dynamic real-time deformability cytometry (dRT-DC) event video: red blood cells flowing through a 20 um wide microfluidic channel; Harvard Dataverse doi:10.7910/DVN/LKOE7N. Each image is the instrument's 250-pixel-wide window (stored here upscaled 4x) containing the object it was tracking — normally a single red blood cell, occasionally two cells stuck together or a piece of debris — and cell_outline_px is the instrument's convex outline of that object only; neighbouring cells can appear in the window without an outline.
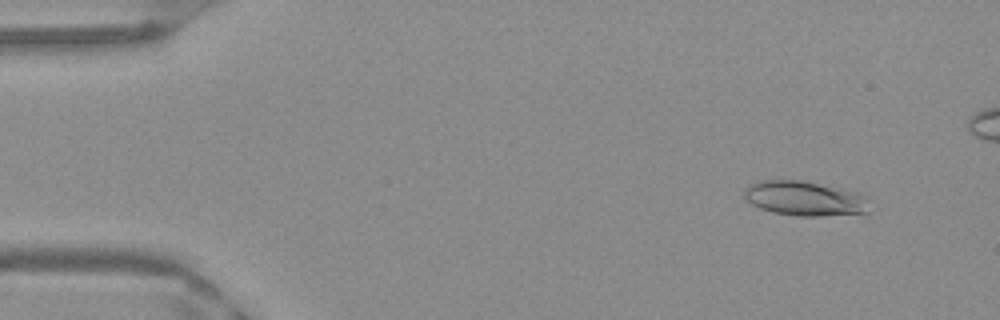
{"species": "Egyptian fruit bat (a non-hibernating species)", "species_latin": "Rousettus aegyptiacus", "temperature_condition": "warm", "stored_images_in_passage": 47, "camera_frame_rate_fps": 3000, "um_per_image_px": 0.085, "frame": {"image": 1, "passage_image": 5, "time_ms": 1.333, "image_size_px": [1000, 320], "cell_outline_px": [[872, 200], [868, 212], [820, 216], [800, 216], [772, 212], [760, 208], [752, 204], [744, 196], [744, 188], [748, 184], [760, 180], [800, 180], [860, 192], [868, 196]], "centroid_in_image_um": [68.45, 16.86], "position_along_channel_um": 16.6, "area_um2": 25.61}}
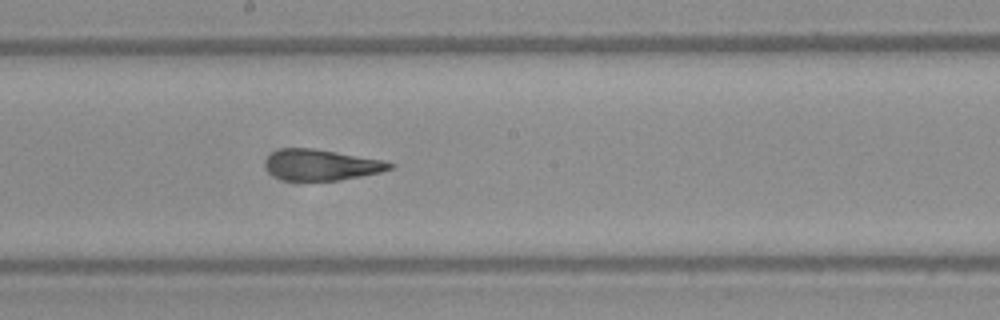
{"frame": {"image": 2, "passage_image": 28, "time_ms": 9.0, "image_size_px": [1000, 320], "cell_outline_px": [[396, 168], [380, 172], [340, 180], [284, 180], [268, 172], [264, 164], [268, 156], [272, 152], [280, 148], [316, 148], [384, 160], [396, 164]], "centroid_in_image_um": [27.34, 14.0], "position_along_channel_um": 220.9, "area_um2": 22.6}}
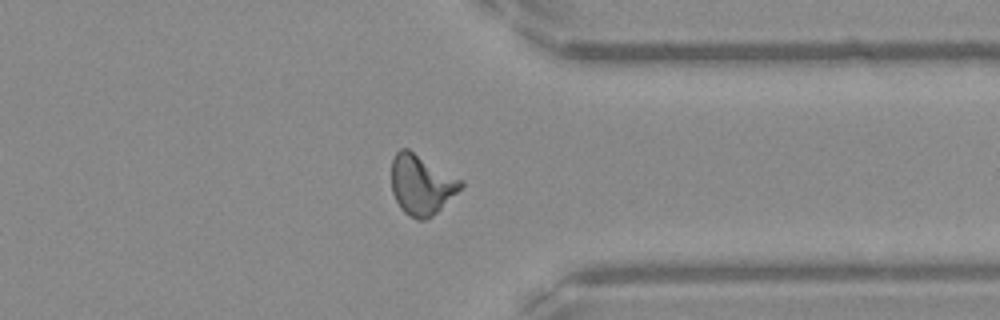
{"frame": {"image": 3, "passage_image": 40, "time_ms": 13.0, "image_size_px": [1000, 320], "cell_outline_px": [[464, 184], [432, 216], [424, 220], [420, 220], [408, 216], [400, 208], [392, 192], [392, 160], [396, 152], [400, 148], [408, 148], [464, 180]], "centroid_in_image_um": [35.81, 15.67], "position_along_channel_um": 375.6, "area_um2": 24.16}}